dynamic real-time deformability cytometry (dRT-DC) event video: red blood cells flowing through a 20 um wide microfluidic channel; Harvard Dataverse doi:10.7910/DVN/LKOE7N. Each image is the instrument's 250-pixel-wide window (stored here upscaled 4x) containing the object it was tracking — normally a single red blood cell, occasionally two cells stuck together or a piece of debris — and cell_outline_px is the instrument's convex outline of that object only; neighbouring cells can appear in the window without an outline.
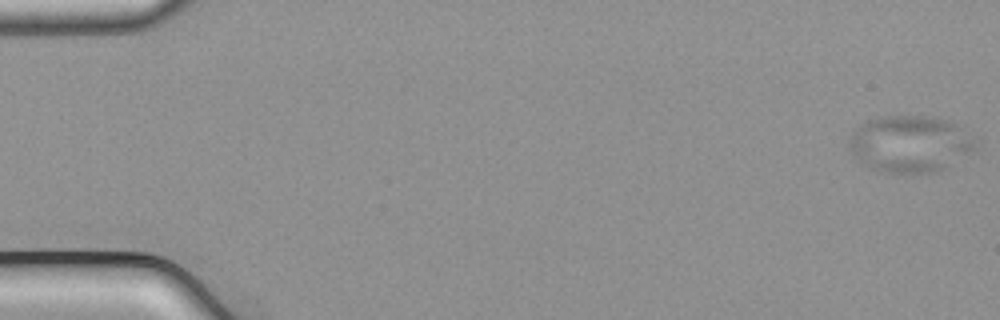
{"species": "common noctule bat (a hibernating species)", "species_latin": "Nyctalus noctula", "temperature_condition": "cold", "stored_images_in_passage": 14, "camera_frame_rate_fps": 3000, "um_per_image_px": 0.085, "animal": {"sex": "male", "body_mass_g": 21.5, "forearm_length_mm": 52.0}, "frame": {"image": 1, "passage_image": 1, "time_ms": 0.0, "image_size_px": [1000, 320], "cell_outline_px": [[980, 144], [976, 152], [948, 168], [936, 172], [880, 172], [864, 164], [848, 148], [848, 144], [852, 132], [860, 124], [868, 120], [884, 116], [936, 116], [948, 120], [956, 124], [980, 140]], "centroid_in_image_um": [77.47, 12.23], "position_along_channel_um": 7.5, "area_um2": 42.6}}
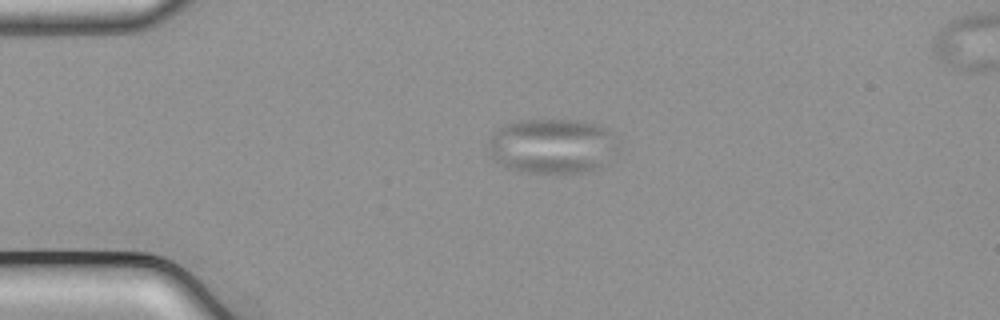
{"frame": {"image": 2, "passage_image": 13, "time_ms": 4.0, "image_size_px": [1000, 320], "cell_outline_px": [[620, 136], [616, 148], [600, 168], [584, 172], [528, 172], [508, 168], [492, 160], [488, 148], [492, 132], [504, 124], [516, 120], [576, 120], [596, 124], [608, 128]], "centroid_in_image_um": [46.94, 12.39], "position_along_channel_um": 38.1, "area_um2": 41.85}}